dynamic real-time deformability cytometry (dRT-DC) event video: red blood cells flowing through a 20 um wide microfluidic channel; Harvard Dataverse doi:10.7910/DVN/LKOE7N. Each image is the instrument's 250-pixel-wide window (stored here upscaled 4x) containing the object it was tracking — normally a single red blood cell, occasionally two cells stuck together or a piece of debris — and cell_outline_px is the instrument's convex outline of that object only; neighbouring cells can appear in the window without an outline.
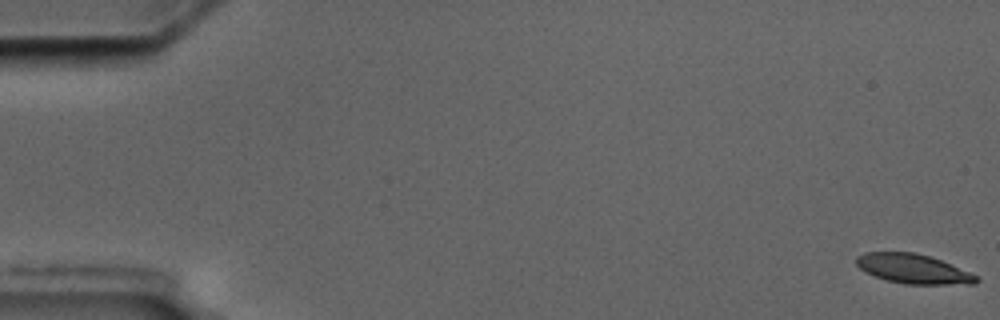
{"species": "common noctule bat (a hibernating species)", "species_latin": "Nyctalus noctula", "temperature_condition": "cold", "stored_images_in_passage": 5, "camera_frame_rate_fps": 3000, "um_per_image_px": 0.085, "animal": {"sex": "male", "body_mass_g": 17.5, "forearm_length_mm": 52.3}, "frame": {"image": 1, "passage_image": 1, "time_ms": 0.0, "image_size_px": [1000, 320], "cell_outline_px": [[980, 280], [976, 284], [904, 284], [888, 280], [876, 276], [860, 268], [856, 264], [856, 256], [864, 252], [916, 252], [940, 260], [968, 272], [976, 276]], "centroid_in_image_um": [77.61, 22.85], "position_along_channel_um": 7.4, "area_um2": 20.29}}
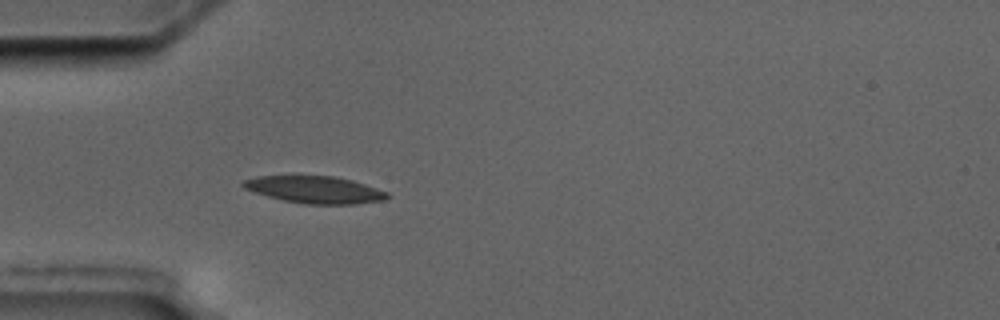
{"frame": {"image": 2, "passage_image": 5, "time_ms": 5.667, "image_size_px": [1000, 320], "cell_outline_px": [[388, 196], [384, 200], [352, 204], [304, 204], [284, 200], [268, 196], [244, 188], [240, 184], [244, 180], [256, 176], [336, 176], [352, 180], [388, 192]], "centroid_in_image_um": [26.75, 16.12], "position_along_channel_um": 58.2, "area_um2": 22.54}}